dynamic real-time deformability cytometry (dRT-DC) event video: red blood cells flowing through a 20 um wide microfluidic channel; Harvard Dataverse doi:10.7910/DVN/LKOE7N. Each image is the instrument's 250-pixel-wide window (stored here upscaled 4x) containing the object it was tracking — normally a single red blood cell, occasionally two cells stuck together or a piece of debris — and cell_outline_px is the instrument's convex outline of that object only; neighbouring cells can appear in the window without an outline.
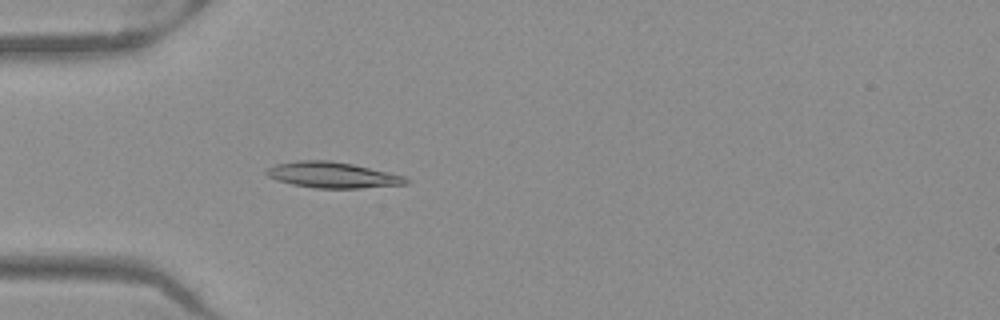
{"species": "Egyptian fruit bat (a non-hibernating species)", "species_latin": "Rousettus aegyptiacus", "temperature_condition": "warm", "stored_images_in_passage": 38, "camera_frame_rate_fps": 3000, "um_per_image_px": 0.085, "frame": {"image": 1, "passage_image": 2, "time_ms": 0.333, "image_size_px": [1000, 320], "cell_outline_px": [[412, 180], [408, 184], [360, 188], [316, 188], [292, 184], [276, 180], [268, 176], [264, 172], [268, 168], [276, 164], [296, 160], [328, 160], [352, 164], [388, 172], [404, 176]], "centroid_in_image_um": [28.27, 14.87], "position_along_channel_um": 56.7, "area_um2": 21.04}}
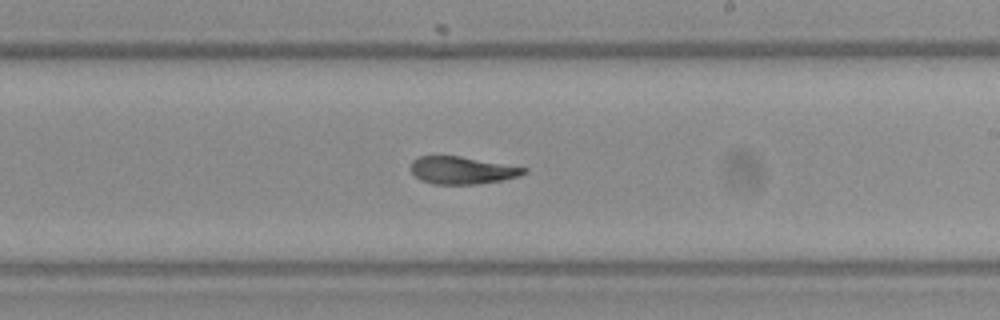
{"frame": {"image": 2, "passage_image": 17, "time_ms": 5.333, "image_size_px": [1000, 320], "cell_outline_px": [[528, 172], [520, 176], [500, 180], [476, 184], [432, 184], [420, 180], [408, 168], [412, 160], [420, 156], [460, 156], [528, 168]], "centroid_in_image_um": [39.25, 14.47], "position_along_channel_um": 249.7, "area_um2": 18.15}}
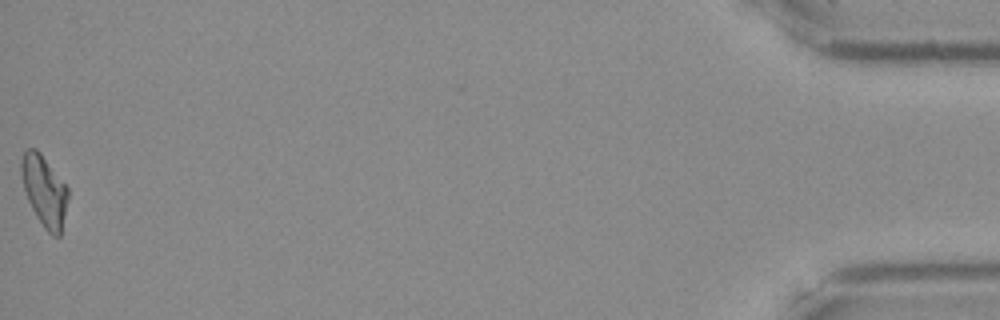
{"frame": {"image": 3, "passage_image": 38, "time_ms": 12.333, "image_size_px": [1000, 320], "cell_outline_px": [[68, 200], [60, 236], [52, 236], [44, 228], [36, 216], [28, 200], [24, 188], [20, 172], [20, 164], [24, 152], [28, 148], [36, 148], [40, 152], [68, 188]], "centroid_in_image_um": [3.76, 16.22], "position_along_channel_um": 431.4, "area_um2": 19.13}, "authors_computed_cell_mechanics": {"area_um2": 18.9295, "velocity_mm_per_s": 3.9764, "shape_relaxation_time_tau1_ms": null, "shape_relaxation_time_tau2_ms": 4.0978, "deformation_change_tau1": null, "deformation_change_tau2": 0.1048}}